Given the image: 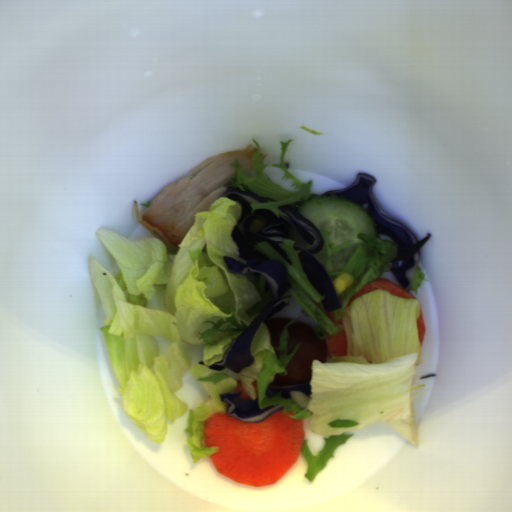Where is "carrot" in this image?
<instances>
[{
    "label": "carrot",
    "mask_w": 512,
    "mask_h": 512,
    "mask_svg": "<svg viewBox=\"0 0 512 512\" xmlns=\"http://www.w3.org/2000/svg\"><path fill=\"white\" fill-rule=\"evenodd\" d=\"M236 384H237V387L234 388V392H239L242 390L241 393L239 394V398L245 399V400H252V396L245 390L241 379H237Z\"/></svg>",
    "instance_id": "79d8ee17"
},
{
    "label": "carrot",
    "mask_w": 512,
    "mask_h": 512,
    "mask_svg": "<svg viewBox=\"0 0 512 512\" xmlns=\"http://www.w3.org/2000/svg\"><path fill=\"white\" fill-rule=\"evenodd\" d=\"M327 317L328 319L336 326H344L342 317L336 322L334 317V310L327 311Z\"/></svg>",
    "instance_id": "46ec933d"
},
{
    "label": "carrot",
    "mask_w": 512,
    "mask_h": 512,
    "mask_svg": "<svg viewBox=\"0 0 512 512\" xmlns=\"http://www.w3.org/2000/svg\"><path fill=\"white\" fill-rule=\"evenodd\" d=\"M324 338L326 343V357L328 360L333 357L348 356V340L345 328L340 329L334 336H330L326 331Z\"/></svg>",
    "instance_id": "1c9b5961"
},
{
    "label": "carrot",
    "mask_w": 512,
    "mask_h": 512,
    "mask_svg": "<svg viewBox=\"0 0 512 512\" xmlns=\"http://www.w3.org/2000/svg\"><path fill=\"white\" fill-rule=\"evenodd\" d=\"M283 409L257 423H246L218 412L204 424L205 447L215 469L242 486H272L298 458L305 438L304 419H292Z\"/></svg>",
    "instance_id": "b8716197"
},
{
    "label": "carrot",
    "mask_w": 512,
    "mask_h": 512,
    "mask_svg": "<svg viewBox=\"0 0 512 512\" xmlns=\"http://www.w3.org/2000/svg\"><path fill=\"white\" fill-rule=\"evenodd\" d=\"M251 385L253 386L254 388V393H255V398L258 399V392H257V380H255L254 382L252 381L251 382Z\"/></svg>",
    "instance_id": "abdcd85c"
},
{
    "label": "carrot",
    "mask_w": 512,
    "mask_h": 512,
    "mask_svg": "<svg viewBox=\"0 0 512 512\" xmlns=\"http://www.w3.org/2000/svg\"><path fill=\"white\" fill-rule=\"evenodd\" d=\"M416 329H417V336H418L419 344H420V347L422 348L425 333H426V325H425L421 307H419V314L416 318Z\"/></svg>",
    "instance_id": "07d2c1c8"
},
{
    "label": "carrot",
    "mask_w": 512,
    "mask_h": 512,
    "mask_svg": "<svg viewBox=\"0 0 512 512\" xmlns=\"http://www.w3.org/2000/svg\"><path fill=\"white\" fill-rule=\"evenodd\" d=\"M378 289H385L386 291H388L392 295H396V296L402 297L404 299H409V300L410 299H416L415 295L408 294L406 291H404L401 287H399L392 280H390V279H388L386 277H381L379 279H373L369 283H367L364 286H362L361 288H359L358 291L354 295L351 296V298L348 301V303L345 306V308L348 307L349 305H351L353 303V301L358 296L366 294V293L373 292V291L378 290Z\"/></svg>",
    "instance_id": "cead05ca"
}]
</instances>
